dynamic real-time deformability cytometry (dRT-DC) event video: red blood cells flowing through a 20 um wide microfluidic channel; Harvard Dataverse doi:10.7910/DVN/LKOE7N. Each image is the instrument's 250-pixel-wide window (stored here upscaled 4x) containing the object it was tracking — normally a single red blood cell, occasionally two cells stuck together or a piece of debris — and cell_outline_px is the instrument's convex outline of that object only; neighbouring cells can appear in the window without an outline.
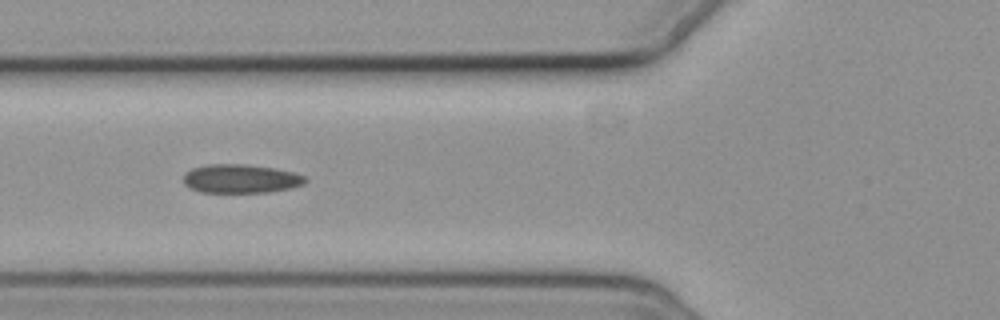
{"species": "common noctule bat (a hibernating species)", "species_latin": "Nyctalus noctula", "temperature_condition": "cold", "stored_images_in_passage": 7, "camera_frame_rate_fps": 3000, "um_per_image_px": 0.085, "animal": {"sex": "female", "body_mass_g": 19.3, "forearm_length_mm": 54.1}, "frame": {"image": 1, "passage_image": 3, "time_ms": 2.333, "image_size_px": [1000, 320], "cell_outline_px": [[308, 180], [304, 184], [292, 188], [268, 192], [200, 192], [184, 184], [184, 172], [192, 168], [208, 164], [248, 164], [276, 168], [296, 172], [304, 176]], "centroid_in_image_um": [20.5, 15.18], "position_along_channel_um": 105.3, "area_um2": 20.63}}
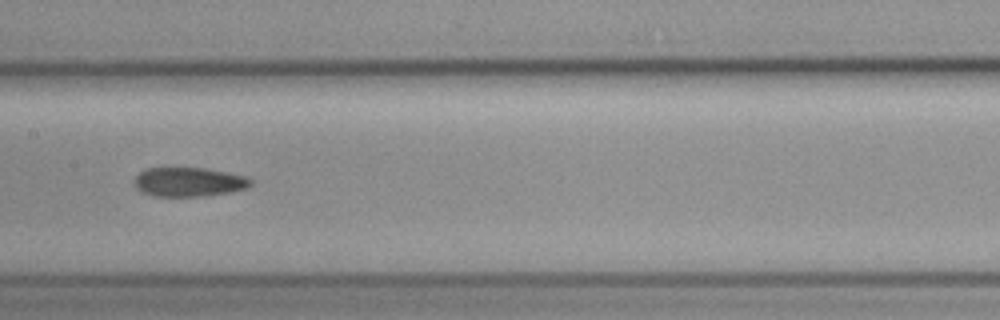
{"frame": {"image": 2, "passage_image": 5, "time_ms": 4.667, "image_size_px": [1000, 320], "cell_outline_px": [[252, 184], [248, 188], [228, 192], [204, 196], [152, 196], [140, 192], [136, 188], [136, 176], [140, 172], [148, 168], [204, 168], [248, 176], [252, 180]], "centroid_in_image_um": [16.08, 15.47], "position_along_channel_um": 191.3, "area_um2": 19.77}}
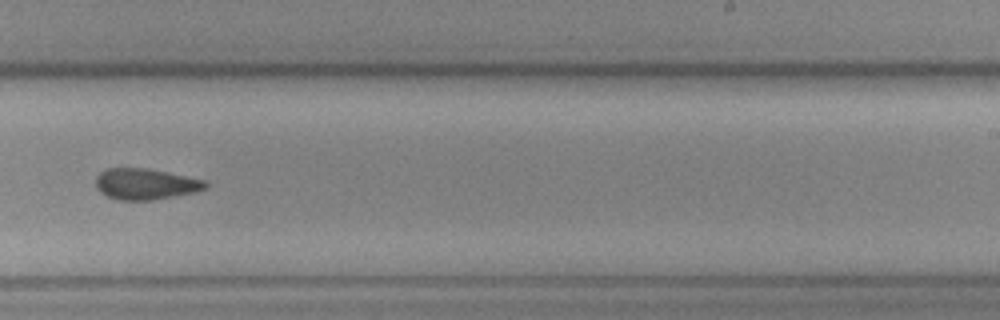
{"frame": {"image": 3, "passage_image": 7, "time_ms": 7.0, "image_size_px": [1000, 320], "cell_outline_px": [[208, 188], [196, 192], [152, 200], [120, 200], [108, 196], [100, 192], [96, 188], [96, 176], [100, 172], [108, 168], [148, 168], [204, 180], [208, 184]], "centroid_in_image_um": [12.37, 15.64], "position_along_channel_um": 276.6, "area_um2": 19.83}}